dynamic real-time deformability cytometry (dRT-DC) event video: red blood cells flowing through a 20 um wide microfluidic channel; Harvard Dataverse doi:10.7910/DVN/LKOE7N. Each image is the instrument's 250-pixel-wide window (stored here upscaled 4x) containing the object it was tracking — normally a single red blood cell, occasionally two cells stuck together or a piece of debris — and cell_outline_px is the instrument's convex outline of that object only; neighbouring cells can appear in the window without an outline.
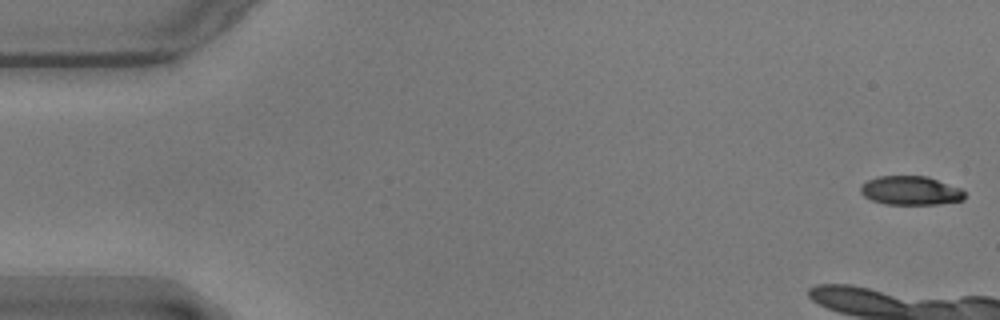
{"species": "common noctule bat (a hibernating species)", "species_latin": "Nyctalus noctula", "temperature_condition": "warm", "stored_images_in_passage": 23, "camera_frame_rate_fps": 3000, "um_per_image_px": 0.085, "animal": {"sex": "male", "body_mass_g": 17.9}, "frame": {"image": 1, "passage_image": 1, "time_ms": 0.0, "image_size_px": [1000, 320], "cell_outline_px": [[964, 200], [936, 204], [884, 204], [872, 200], [864, 196], [860, 192], [860, 184], [876, 176], [928, 176], [960, 188], [964, 192]], "centroid_in_image_um": [77.37, 16.19], "position_along_channel_um": 7.6, "area_um2": 17.57}}